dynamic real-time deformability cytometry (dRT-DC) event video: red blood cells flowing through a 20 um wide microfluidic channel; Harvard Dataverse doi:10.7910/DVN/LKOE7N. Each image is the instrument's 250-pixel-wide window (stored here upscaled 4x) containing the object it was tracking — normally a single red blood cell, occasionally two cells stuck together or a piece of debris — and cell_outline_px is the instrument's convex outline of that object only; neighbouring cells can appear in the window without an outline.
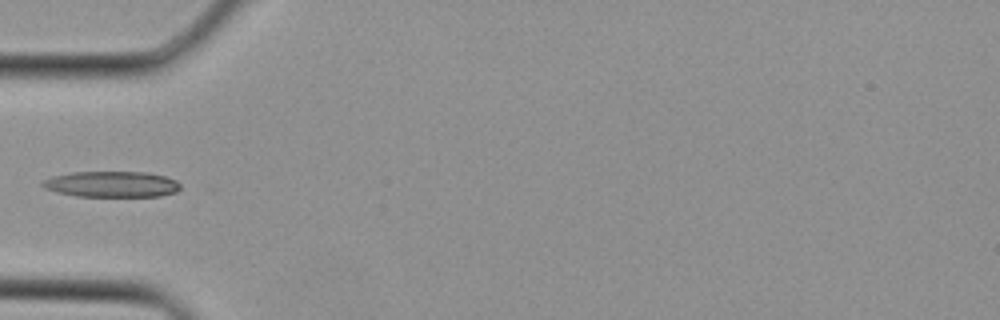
{"species": "Egyptian fruit bat (a non-hibernating species)", "species_latin": "Rousettus aegyptiacus", "temperature_condition": "cold", "stored_images_in_passage": 3, "camera_frame_rate_fps": 3000, "um_per_image_px": 0.085, "animal": {"sex": "female"}, "frame": {"image": 1, "passage_image": 3, "time_ms": 0.667, "image_size_px": [1000, 320], "cell_outline_px": [[180, 188], [176, 192], [160, 196], [76, 196], [56, 192], [44, 188], [40, 184], [40, 180], [52, 176], [72, 172], [148, 172], [164, 176], [176, 180], [180, 184]], "centroid_in_image_um": [9.45, 15.65], "position_along_channel_um": 75.5, "area_um2": 20.92}}